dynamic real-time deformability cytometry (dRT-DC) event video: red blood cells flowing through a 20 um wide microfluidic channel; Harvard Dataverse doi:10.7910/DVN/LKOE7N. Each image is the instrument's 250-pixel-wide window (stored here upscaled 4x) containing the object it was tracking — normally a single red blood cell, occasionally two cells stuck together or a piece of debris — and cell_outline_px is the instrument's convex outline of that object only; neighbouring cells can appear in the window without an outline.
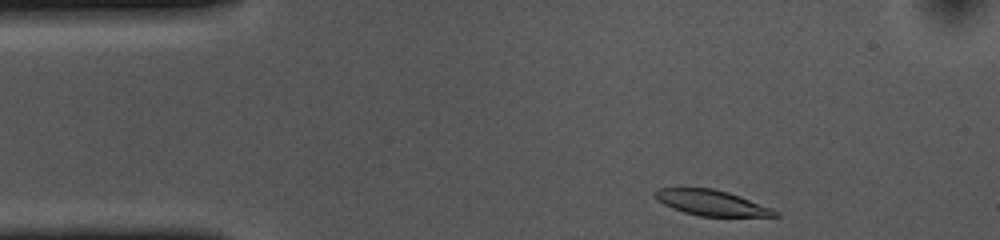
{"species": "common noctule bat (a hibernating species)", "species_latin": "Nyctalus noctula", "temperature_condition": "cold", "stored_images_in_passage": 37, "camera_frame_rate_fps": 3000, "um_per_image_px": 0.085, "animal": {"sex": "female", "body_mass_g": 10.0, "forearm_length_mm": 53.1}, "frame": {"image": 1, "passage_image": 1, "time_ms": 0.0, "image_size_px": [1000, 240], "cell_outline_px": [[780, 216], [700, 216], [684, 212], [672, 208], [656, 200], [652, 196], [652, 192], [656, 188], [712, 188], [728, 192], [740, 196], [772, 208], [780, 212]], "centroid_in_image_um": [60.44, 17.23], "position_along_channel_um": 24.6, "area_um2": 17.92}}
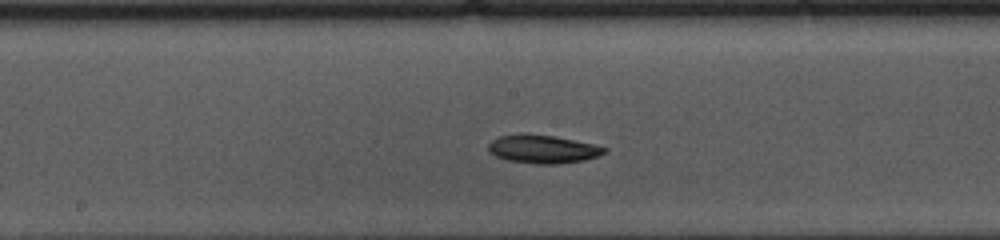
{"frame": {"image": 2, "passage_image": 20, "time_ms": 6.333, "image_size_px": [1000, 240], "cell_outline_px": [[608, 148], [604, 152], [596, 156], [584, 160], [556, 164], [536, 164], [508, 160], [496, 156], [488, 152], [488, 144], [492, 140], [500, 136], [524, 132], [528, 132], [556, 136], [592, 144]], "centroid_in_image_um": [46.08, 12.65], "position_along_channel_um": 202.1, "area_um2": 19.25}}
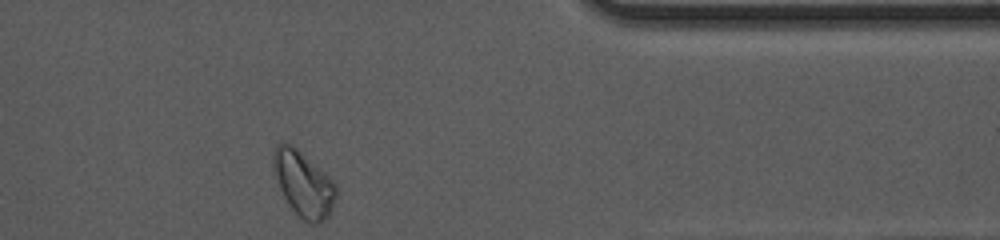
{"frame": {"image": 3, "passage_image": 37, "time_ms": 12.0, "image_size_px": [1000, 240], "cell_outline_px": [[336, 196], [332, 212], [320, 224], [312, 224], [304, 220], [292, 208], [284, 196], [280, 188], [272, 168], [272, 152], [276, 144], [292, 144], [324, 172], [336, 184]], "centroid_in_image_um": [25.8, 15.63], "position_along_channel_um": 385.6, "area_um2": 23.76}, "authors_computed_cell_mechanics": {"area_um2": 18.9006, "velocity_mm_per_s": 3.6274, "shape_relaxation_time_tau1_ms": 3.4964, "shape_relaxation_time_tau2_ms": null, "deformation_change_tau1": 0.1014, "deformation_change_tau2": null}}